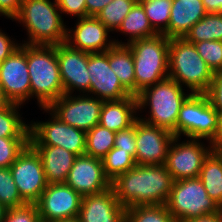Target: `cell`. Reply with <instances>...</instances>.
<instances>
[{"instance_id": "cell-1", "label": "cell", "mask_w": 222, "mask_h": 222, "mask_svg": "<svg viewBox=\"0 0 222 222\" xmlns=\"http://www.w3.org/2000/svg\"><path fill=\"white\" fill-rule=\"evenodd\" d=\"M174 180L165 164L136 165L120 174L111 187L124 208L146 205H165Z\"/></svg>"}, {"instance_id": "cell-2", "label": "cell", "mask_w": 222, "mask_h": 222, "mask_svg": "<svg viewBox=\"0 0 222 222\" xmlns=\"http://www.w3.org/2000/svg\"><path fill=\"white\" fill-rule=\"evenodd\" d=\"M60 13L56 0H23L13 20L22 23L28 32L24 44L55 46L66 42L69 29Z\"/></svg>"}, {"instance_id": "cell-3", "label": "cell", "mask_w": 222, "mask_h": 222, "mask_svg": "<svg viewBox=\"0 0 222 222\" xmlns=\"http://www.w3.org/2000/svg\"><path fill=\"white\" fill-rule=\"evenodd\" d=\"M191 94H186L178 82L167 77L144 88L136 96L138 112L147 108L146 106L150 110L148 117L138 118L150 125L164 128L175 136L180 108Z\"/></svg>"}, {"instance_id": "cell-4", "label": "cell", "mask_w": 222, "mask_h": 222, "mask_svg": "<svg viewBox=\"0 0 222 222\" xmlns=\"http://www.w3.org/2000/svg\"><path fill=\"white\" fill-rule=\"evenodd\" d=\"M27 66L31 98H37L39 107H48L64 95L55 46L28 45Z\"/></svg>"}, {"instance_id": "cell-5", "label": "cell", "mask_w": 222, "mask_h": 222, "mask_svg": "<svg viewBox=\"0 0 222 222\" xmlns=\"http://www.w3.org/2000/svg\"><path fill=\"white\" fill-rule=\"evenodd\" d=\"M168 75L189 88L193 94H205L214 73L199 55L195 45L185 38H170Z\"/></svg>"}, {"instance_id": "cell-6", "label": "cell", "mask_w": 222, "mask_h": 222, "mask_svg": "<svg viewBox=\"0 0 222 222\" xmlns=\"http://www.w3.org/2000/svg\"><path fill=\"white\" fill-rule=\"evenodd\" d=\"M169 43L170 38L163 34L127 43L134 60L135 96L144 88L169 77Z\"/></svg>"}, {"instance_id": "cell-7", "label": "cell", "mask_w": 222, "mask_h": 222, "mask_svg": "<svg viewBox=\"0 0 222 222\" xmlns=\"http://www.w3.org/2000/svg\"><path fill=\"white\" fill-rule=\"evenodd\" d=\"M165 206L176 222H186L220 211L199 177L174 181Z\"/></svg>"}, {"instance_id": "cell-8", "label": "cell", "mask_w": 222, "mask_h": 222, "mask_svg": "<svg viewBox=\"0 0 222 222\" xmlns=\"http://www.w3.org/2000/svg\"><path fill=\"white\" fill-rule=\"evenodd\" d=\"M218 128V111L206 94H191L182 104L175 128V137L204 139L209 142ZM182 134V135H181Z\"/></svg>"}, {"instance_id": "cell-9", "label": "cell", "mask_w": 222, "mask_h": 222, "mask_svg": "<svg viewBox=\"0 0 222 222\" xmlns=\"http://www.w3.org/2000/svg\"><path fill=\"white\" fill-rule=\"evenodd\" d=\"M42 109L51 115V119L46 122H31L29 145L60 146L77 156L84 155L86 132L64 123L47 107Z\"/></svg>"}, {"instance_id": "cell-10", "label": "cell", "mask_w": 222, "mask_h": 222, "mask_svg": "<svg viewBox=\"0 0 222 222\" xmlns=\"http://www.w3.org/2000/svg\"><path fill=\"white\" fill-rule=\"evenodd\" d=\"M179 139V137L172 139L165 166L174 181L197 178L205 158L213 150V147L210 143L207 145L208 147L204 146L205 144L201 143L200 139L182 142Z\"/></svg>"}, {"instance_id": "cell-11", "label": "cell", "mask_w": 222, "mask_h": 222, "mask_svg": "<svg viewBox=\"0 0 222 222\" xmlns=\"http://www.w3.org/2000/svg\"><path fill=\"white\" fill-rule=\"evenodd\" d=\"M64 94L47 108L69 126L88 132L99 124L103 100L87 94Z\"/></svg>"}, {"instance_id": "cell-12", "label": "cell", "mask_w": 222, "mask_h": 222, "mask_svg": "<svg viewBox=\"0 0 222 222\" xmlns=\"http://www.w3.org/2000/svg\"><path fill=\"white\" fill-rule=\"evenodd\" d=\"M26 204H35L48 185L38 153L28 145L9 167Z\"/></svg>"}, {"instance_id": "cell-13", "label": "cell", "mask_w": 222, "mask_h": 222, "mask_svg": "<svg viewBox=\"0 0 222 222\" xmlns=\"http://www.w3.org/2000/svg\"><path fill=\"white\" fill-rule=\"evenodd\" d=\"M0 85L10 103L23 105L31 98L27 44L22 43L0 64Z\"/></svg>"}, {"instance_id": "cell-14", "label": "cell", "mask_w": 222, "mask_h": 222, "mask_svg": "<svg viewBox=\"0 0 222 222\" xmlns=\"http://www.w3.org/2000/svg\"><path fill=\"white\" fill-rule=\"evenodd\" d=\"M82 196L65 183H50L35 203L42 222L78 217Z\"/></svg>"}, {"instance_id": "cell-15", "label": "cell", "mask_w": 222, "mask_h": 222, "mask_svg": "<svg viewBox=\"0 0 222 222\" xmlns=\"http://www.w3.org/2000/svg\"><path fill=\"white\" fill-rule=\"evenodd\" d=\"M174 134L164 128L136 119V165L166 163L169 145Z\"/></svg>"}, {"instance_id": "cell-16", "label": "cell", "mask_w": 222, "mask_h": 222, "mask_svg": "<svg viewBox=\"0 0 222 222\" xmlns=\"http://www.w3.org/2000/svg\"><path fill=\"white\" fill-rule=\"evenodd\" d=\"M87 70L90 75V90L87 95L92 94L91 96L94 95L103 101L121 100L132 96L109 66L108 50L102 53H88Z\"/></svg>"}, {"instance_id": "cell-17", "label": "cell", "mask_w": 222, "mask_h": 222, "mask_svg": "<svg viewBox=\"0 0 222 222\" xmlns=\"http://www.w3.org/2000/svg\"><path fill=\"white\" fill-rule=\"evenodd\" d=\"M56 53L63 84L64 94L78 90L86 94L90 90V78L87 70L88 52L71 48L67 43L56 45Z\"/></svg>"}, {"instance_id": "cell-18", "label": "cell", "mask_w": 222, "mask_h": 222, "mask_svg": "<svg viewBox=\"0 0 222 222\" xmlns=\"http://www.w3.org/2000/svg\"><path fill=\"white\" fill-rule=\"evenodd\" d=\"M64 183L82 197L100 193L111 187V181L104 173L102 159L86 154L76 157Z\"/></svg>"}, {"instance_id": "cell-19", "label": "cell", "mask_w": 222, "mask_h": 222, "mask_svg": "<svg viewBox=\"0 0 222 222\" xmlns=\"http://www.w3.org/2000/svg\"><path fill=\"white\" fill-rule=\"evenodd\" d=\"M77 21L74 30L67 29L65 42L73 49L102 53L114 44H126L116 39L109 40L108 33L111 31L95 16L82 17Z\"/></svg>"}, {"instance_id": "cell-20", "label": "cell", "mask_w": 222, "mask_h": 222, "mask_svg": "<svg viewBox=\"0 0 222 222\" xmlns=\"http://www.w3.org/2000/svg\"><path fill=\"white\" fill-rule=\"evenodd\" d=\"M124 208L117 200L113 188L84 196L78 219L80 222H125Z\"/></svg>"}, {"instance_id": "cell-21", "label": "cell", "mask_w": 222, "mask_h": 222, "mask_svg": "<svg viewBox=\"0 0 222 222\" xmlns=\"http://www.w3.org/2000/svg\"><path fill=\"white\" fill-rule=\"evenodd\" d=\"M30 146L40 156L47 183H64L77 155L60 146Z\"/></svg>"}, {"instance_id": "cell-22", "label": "cell", "mask_w": 222, "mask_h": 222, "mask_svg": "<svg viewBox=\"0 0 222 222\" xmlns=\"http://www.w3.org/2000/svg\"><path fill=\"white\" fill-rule=\"evenodd\" d=\"M207 14L202 0H173L168 24V38H184Z\"/></svg>"}, {"instance_id": "cell-23", "label": "cell", "mask_w": 222, "mask_h": 222, "mask_svg": "<svg viewBox=\"0 0 222 222\" xmlns=\"http://www.w3.org/2000/svg\"><path fill=\"white\" fill-rule=\"evenodd\" d=\"M137 111V97L133 95L121 100L104 101L99 124L116 133L135 122L138 118Z\"/></svg>"}, {"instance_id": "cell-24", "label": "cell", "mask_w": 222, "mask_h": 222, "mask_svg": "<svg viewBox=\"0 0 222 222\" xmlns=\"http://www.w3.org/2000/svg\"><path fill=\"white\" fill-rule=\"evenodd\" d=\"M108 60L122 86L135 96L134 60L130 47L127 44H114L108 49Z\"/></svg>"}, {"instance_id": "cell-25", "label": "cell", "mask_w": 222, "mask_h": 222, "mask_svg": "<svg viewBox=\"0 0 222 222\" xmlns=\"http://www.w3.org/2000/svg\"><path fill=\"white\" fill-rule=\"evenodd\" d=\"M199 179L208 196L220 207L222 205V151L212 150L208 154L201 168Z\"/></svg>"}, {"instance_id": "cell-26", "label": "cell", "mask_w": 222, "mask_h": 222, "mask_svg": "<svg viewBox=\"0 0 222 222\" xmlns=\"http://www.w3.org/2000/svg\"><path fill=\"white\" fill-rule=\"evenodd\" d=\"M117 31H121L120 33L125 34V36L129 35L127 43L138 39L153 37L158 34L152 28L145 10L139 1L131 8Z\"/></svg>"}, {"instance_id": "cell-27", "label": "cell", "mask_w": 222, "mask_h": 222, "mask_svg": "<svg viewBox=\"0 0 222 222\" xmlns=\"http://www.w3.org/2000/svg\"><path fill=\"white\" fill-rule=\"evenodd\" d=\"M19 108L21 105L15 103L0 108V137L30 138V124L23 121Z\"/></svg>"}, {"instance_id": "cell-28", "label": "cell", "mask_w": 222, "mask_h": 222, "mask_svg": "<svg viewBox=\"0 0 222 222\" xmlns=\"http://www.w3.org/2000/svg\"><path fill=\"white\" fill-rule=\"evenodd\" d=\"M189 43L222 41V13H207L184 37Z\"/></svg>"}, {"instance_id": "cell-29", "label": "cell", "mask_w": 222, "mask_h": 222, "mask_svg": "<svg viewBox=\"0 0 222 222\" xmlns=\"http://www.w3.org/2000/svg\"><path fill=\"white\" fill-rule=\"evenodd\" d=\"M116 133L101 126H94L86 132L85 154L102 159L113 147Z\"/></svg>"}, {"instance_id": "cell-30", "label": "cell", "mask_w": 222, "mask_h": 222, "mask_svg": "<svg viewBox=\"0 0 222 222\" xmlns=\"http://www.w3.org/2000/svg\"><path fill=\"white\" fill-rule=\"evenodd\" d=\"M138 1L142 4L152 28L158 34H163L168 37V24L173 0Z\"/></svg>"}, {"instance_id": "cell-31", "label": "cell", "mask_w": 222, "mask_h": 222, "mask_svg": "<svg viewBox=\"0 0 222 222\" xmlns=\"http://www.w3.org/2000/svg\"><path fill=\"white\" fill-rule=\"evenodd\" d=\"M105 176L112 182L117 176L136 166L135 158L121 148L113 147L103 158Z\"/></svg>"}, {"instance_id": "cell-32", "label": "cell", "mask_w": 222, "mask_h": 222, "mask_svg": "<svg viewBox=\"0 0 222 222\" xmlns=\"http://www.w3.org/2000/svg\"><path fill=\"white\" fill-rule=\"evenodd\" d=\"M125 222H176V220L165 205H146L127 208Z\"/></svg>"}, {"instance_id": "cell-33", "label": "cell", "mask_w": 222, "mask_h": 222, "mask_svg": "<svg viewBox=\"0 0 222 222\" xmlns=\"http://www.w3.org/2000/svg\"><path fill=\"white\" fill-rule=\"evenodd\" d=\"M138 0H112L96 17L110 30L117 32L123 19Z\"/></svg>"}, {"instance_id": "cell-34", "label": "cell", "mask_w": 222, "mask_h": 222, "mask_svg": "<svg viewBox=\"0 0 222 222\" xmlns=\"http://www.w3.org/2000/svg\"><path fill=\"white\" fill-rule=\"evenodd\" d=\"M0 203L7 209L26 205L18 193L9 167H0Z\"/></svg>"}, {"instance_id": "cell-35", "label": "cell", "mask_w": 222, "mask_h": 222, "mask_svg": "<svg viewBox=\"0 0 222 222\" xmlns=\"http://www.w3.org/2000/svg\"><path fill=\"white\" fill-rule=\"evenodd\" d=\"M29 142L30 138L0 137V167H10Z\"/></svg>"}, {"instance_id": "cell-36", "label": "cell", "mask_w": 222, "mask_h": 222, "mask_svg": "<svg viewBox=\"0 0 222 222\" xmlns=\"http://www.w3.org/2000/svg\"><path fill=\"white\" fill-rule=\"evenodd\" d=\"M194 45L213 73L222 71V41H202Z\"/></svg>"}, {"instance_id": "cell-37", "label": "cell", "mask_w": 222, "mask_h": 222, "mask_svg": "<svg viewBox=\"0 0 222 222\" xmlns=\"http://www.w3.org/2000/svg\"><path fill=\"white\" fill-rule=\"evenodd\" d=\"M2 222H42L35 204L6 210Z\"/></svg>"}, {"instance_id": "cell-38", "label": "cell", "mask_w": 222, "mask_h": 222, "mask_svg": "<svg viewBox=\"0 0 222 222\" xmlns=\"http://www.w3.org/2000/svg\"><path fill=\"white\" fill-rule=\"evenodd\" d=\"M114 147L129 152L134 158L136 156V120L126 129L116 132Z\"/></svg>"}, {"instance_id": "cell-39", "label": "cell", "mask_w": 222, "mask_h": 222, "mask_svg": "<svg viewBox=\"0 0 222 222\" xmlns=\"http://www.w3.org/2000/svg\"><path fill=\"white\" fill-rule=\"evenodd\" d=\"M59 10L64 14L79 18L87 17L86 0H56Z\"/></svg>"}, {"instance_id": "cell-40", "label": "cell", "mask_w": 222, "mask_h": 222, "mask_svg": "<svg viewBox=\"0 0 222 222\" xmlns=\"http://www.w3.org/2000/svg\"><path fill=\"white\" fill-rule=\"evenodd\" d=\"M205 94L211 105L218 112H222V71L214 73L210 88Z\"/></svg>"}, {"instance_id": "cell-41", "label": "cell", "mask_w": 222, "mask_h": 222, "mask_svg": "<svg viewBox=\"0 0 222 222\" xmlns=\"http://www.w3.org/2000/svg\"><path fill=\"white\" fill-rule=\"evenodd\" d=\"M2 31L0 29V64L21 45L20 43H15L10 39L11 37Z\"/></svg>"}, {"instance_id": "cell-42", "label": "cell", "mask_w": 222, "mask_h": 222, "mask_svg": "<svg viewBox=\"0 0 222 222\" xmlns=\"http://www.w3.org/2000/svg\"><path fill=\"white\" fill-rule=\"evenodd\" d=\"M23 0H0V15L13 20L20 11Z\"/></svg>"}, {"instance_id": "cell-43", "label": "cell", "mask_w": 222, "mask_h": 222, "mask_svg": "<svg viewBox=\"0 0 222 222\" xmlns=\"http://www.w3.org/2000/svg\"><path fill=\"white\" fill-rule=\"evenodd\" d=\"M112 0H86L87 17L95 16Z\"/></svg>"}, {"instance_id": "cell-44", "label": "cell", "mask_w": 222, "mask_h": 222, "mask_svg": "<svg viewBox=\"0 0 222 222\" xmlns=\"http://www.w3.org/2000/svg\"><path fill=\"white\" fill-rule=\"evenodd\" d=\"M209 143L213 150L222 151V112H218V128L215 137Z\"/></svg>"}, {"instance_id": "cell-45", "label": "cell", "mask_w": 222, "mask_h": 222, "mask_svg": "<svg viewBox=\"0 0 222 222\" xmlns=\"http://www.w3.org/2000/svg\"><path fill=\"white\" fill-rule=\"evenodd\" d=\"M186 222H222V211L192 218Z\"/></svg>"}, {"instance_id": "cell-46", "label": "cell", "mask_w": 222, "mask_h": 222, "mask_svg": "<svg viewBox=\"0 0 222 222\" xmlns=\"http://www.w3.org/2000/svg\"><path fill=\"white\" fill-rule=\"evenodd\" d=\"M207 13H222V0H202Z\"/></svg>"}, {"instance_id": "cell-47", "label": "cell", "mask_w": 222, "mask_h": 222, "mask_svg": "<svg viewBox=\"0 0 222 222\" xmlns=\"http://www.w3.org/2000/svg\"><path fill=\"white\" fill-rule=\"evenodd\" d=\"M10 104V101L5 97L3 89L0 85V108H4Z\"/></svg>"}, {"instance_id": "cell-48", "label": "cell", "mask_w": 222, "mask_h": 222, "mask_svg": "<svg viewBox=\"0 0 222 222\" xmlns=\"http://www.w3.org/2000/svg\"><path fill=\"white\" fill-rule=\"evenodd\" d=\"M7 208L0 203V222L3 221Z\"/></svg>"}, {"instance_id": "cell-49", "label": "cell", "mask_w": 222, "mask_h": 222, "mask_svg": "<svg viewBox=\"0 0 222 222\" xmlns=\"http://www.w3.org/2000/svg\"><path fill=\"white\" fill-rule=\"evenodd\" d=\"M55 222H80V221L77 217H74V218H68V219L59 220V221H55Z\"/></svg>"}]
</instances>
